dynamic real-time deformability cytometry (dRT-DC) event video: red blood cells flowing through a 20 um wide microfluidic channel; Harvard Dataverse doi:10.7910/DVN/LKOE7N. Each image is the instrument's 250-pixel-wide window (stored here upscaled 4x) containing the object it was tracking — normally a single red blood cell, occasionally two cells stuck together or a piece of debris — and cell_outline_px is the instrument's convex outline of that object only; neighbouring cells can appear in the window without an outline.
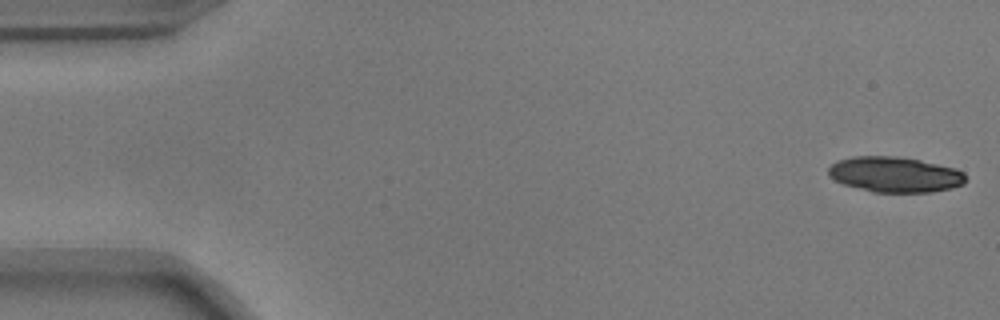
{"species": "common noctule bat (a hibernating species)", "species_latin": "Nyctalus noctula", "temperature_condition": "warm", "stored_images_in_passage": 40, "camera_frame_rate_fps": 3000, "um_per_image_px": 0.085, "animal": {"sex": "male", "body_mass_g": 17.9}, "frame": {"image": 1, "passage_image": 1, "time_ms": 0.0, "image_size_px": [1000, 320], "cell_outline_px": [[964, 184], [952, 188], [932, 192], [872, 192], [844, 184], [828, 176], [828, 168], [836, 160], [852, 156], [896, 156], [920, 160], [956, 168], [964, 172]], "centroid_in_image_um": [76.05, 14.83], "position_along_channel_um": 8.9, "area_um2": 28.44}}
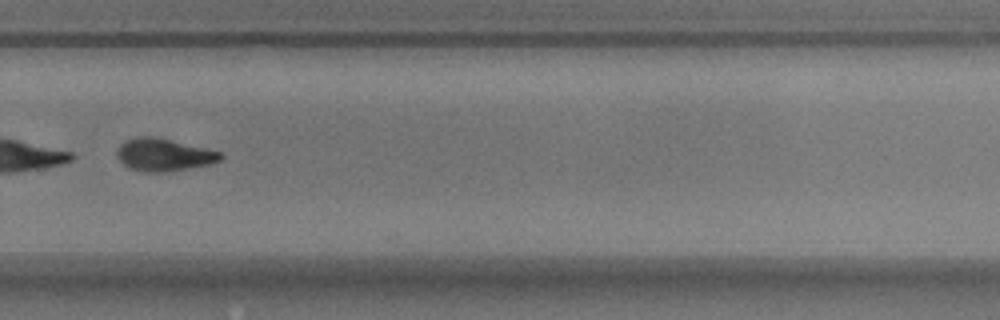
{"frame": {"image": 2, "passage_image": 37, "time_ms": 12.0, "image_size_px": [1000, 320], "cell_outline_px": [[224, 156], [220, 160], [208, 164], [188, 168], [164, 172], [144, 172], [128, 168], [116, 156], [116, 152], [120, 144], [124, 140], [136, 136], [156, 136], [220, 152]], "centroid_in_image_um": [13.86, 13.14], "position_along_channel_um": 315.9, "area_um2": 19.59}}